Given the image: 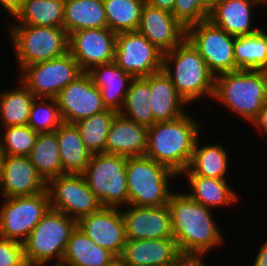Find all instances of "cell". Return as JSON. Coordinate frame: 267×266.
I'll list each match as a JSON object with an SVG mask.
<instances>
[{"instance_id":"484cf974","label":"cell","mask_w":267,"mask_h":266,"mask_svg":"<svg viewBox=\"0 0 267 266\" xmlns=\"http://www.w3.org/2000/svg\"><path fill=\"white\" fill-rule=\"evenodd\" d=\"M106 27L103 0H65L63 28L68 35L78 30Z\"/></svg>"},{"instance_id":"44dd1931","label":"cell","mask_w":267,"mask_h":266,"mask_svg":"<svg viewBox=\"0 0 267 266\" xmlns=\"http://www.w3.org/2000/svg\"><path fill=\"white\" fill-rule=\"evenodd\" d=\"M179 252L174 238L127 240L120 258L127 266H169Z\"/></svg>"},{"instance_id":"d590c367","label":"cell","mask_w":267,"mask_h":266,"mask_svg":"<svg viewBox=\"0 0 267 266\" xmlns=\"http://www.w3.org/2000/svg\"><path fill=\"white\" fill-rule=\"evenodd\" d=\"M118 112L106 109L75 123L86 148L92 153H105L107 135L113 118Z\"/></svg>"},{"instance_id":"ffe728a7","label":"cell","mask_w":267,"mask_h":266,"mask_svg":"<svg viewBox=\"0 0 267 266\" xmlns=\"http://www.w3.org/2000/svg\"><path fill=\"white\" fill-rule=\"evenodd\" d=\"M148 127L138 125L119 112L110 125L105 153L125 157L142 156L146 154Z\"/></svg>"},{"instance_id":"603a6c76","label":"cell","mask_w":267,"mask_h":266,"mask_svg":"<svg viewBox=\"0 0 267 266\" xmlns=\"http://www.w3.org/2000/svg\"><path fill=\"white\" fill-rule=\"evenodd\" d=\"M87 73L93 84L101 91L104 105L108 109L119 112L123 108L133 77L120 68L115 61L94 66Z\"/></svg>"},{"instance_id":"f6af8a7d","label":"cell","mask_w":267,"mask_h":266,"mask_svg":"<svg viewBox=\"0 0 267 266\" xmlns=\"http://www.w3.org/2000/svg\"><path fill=\"white\" fill-rule=\"evenodd\" d=\"M253 266H267V241L262 244Z\"/></svg>"},{"instance_id":"6da1fadb","label":"cell","mask_w":267,"mask_h":266,"mask_svg":"<svg viewBox=\"0 0 267 266\" xmlns=\"http://www.w3.org/2000/svg\"><path fill=\"white\" fill-rule=\"evenodd\" d=\"M173 238L181 252L207 253L222 244L223 237L213 221L211 209L187 193H173L167 204Z\"/></svg>"},{"instance_id":"30bf717a","label":"cell","mask_w":267,"mask_h":266,"mask_svg":"<svg viewBox=\"0 0 267 266\" xmlns=\"http://www.w3.org/2000/svg\"><path fill=\"white\" fill-rule=\"evenodd\" d=\"M21 73V82L35 97L56 98L83 71L68 51L60 57L27 65Z\"/></svg>"},{"instance_id":"4316f807","label":"cell","mask_w":267,"mask_h":266,"mask_svg":"<svg viewBox=\"0 0 267 266\" xmlns=\"http://www.w3.org/2000/svg\"><path fill=\"white\" fill-rule=\"evenodd\" d=\"M184 174L187 176L192 191L187 194L193 200L209 209L230 206L239 198L237 193L234 190L232 191L226 183V179L197 176L188 168L184 171Z\"/></svg>"},{"instance_id":"7402d4cb","label":"cell","mask_w":267,"mask_h":266,"mask_svg":"<svg viewBox=\"0 0 267 266\" xmlns=\"http://www.w3.org/2000/svg\"><path fill=\"white\" fill-rule=\"evenodd\" d=\"M254 5L260 4L256 0H221L210 9L209 20L233 36L252 35L261 30L251 26Z\"/></svg>"},{"instance_id":"ac0fdd59","label":"cell","mask_w":267,"mask_h":266,"mask_svg":"<svg viewBox=\"0 0 267 266\" xmlns=\"http://www.w3.org/2000/svg\"><path fill=\"white\" fill-rule=\"evenodd\" d=\"M121 211L127 240L173 238L170 213L167 205L139 207L128 205Z\"/></svg>"},{"instance_id":"f907efd6","label":"cell","mask_w":267,"mask_h":266,"mask_svg":"<svg viewBox=\"0 0 267 266\" xmlns=\"http://www.w3.org/2000/svg\"><path fill=\"white\" fill-rule=\"evenodd\" d=\"M259 4H261V5H263V6H265L266 5V3H267V0H256ZM265 5H264V4Z\"/></svg>"},{"instance_id":"f35d334b","label":"cell","mask_w":267,"mask_h":266,"mask_svg":"<svg viewBox=\"0 0 267 266\" xmlns=\"http://www.w3.org/2000/svg\"><path fill=\"white\" fill-rule=\"evenodd\" d=\"M210 9L202 0H175L172 15L186 29L196 23L209 19Z\"/></svg>"},{"instance_id":"cb8c5ba5","label":"cell","mask_w":267,"mask_h":266,"mask_svg":"<svg viewBox=\"0 0 267 266\" xmlns=\"http://www.w3.org/2000/svg\"><path fill=\"white\" fill-rule=\"evenodd\" d=\"M186 101L178 94L173 82L161 70L150 75V107L153 124L171 121L186 114L183 106Z\"/></svg>"},{"instance_id":"7bdbcfd3","label":"cell","mask_w":267,"mask_h":266,"mask_svg":"<svg viewBox=\"0 0 267 266\" xmlns=\"http://www.w3.org/2000/svg\"><path fill=\"white\" fill-rule=\"evenodd\" d=\"M23 0H0V4L10 13L13 17L18 13L21 8Z\"/></svg>"},{"instance_id":"7a4b0ae2","label":"cell","mask_w":267,"mask_h":266,"mask_svg":"<svg viewBox=\"0 0 267 266\" xmlns=\"http://www.w3.org/2000/svg\"><path fill=\"white\" fill-rule=\"evenodd\" d=\"M199 127L190 114L164 122H156L148 128L146 156L182 174L189 166Z\"/></svg>"},{"instance_id":"8fae6325","label":"cell","mask_w":267,"mask_h":266,"mask_svg":"<svg viewBox=\"0 0 267 266\" xmlns=\"http://www.w3.org/2000/svg\"><path fill=\"white\" fill-rule=\"evenodd\" d=\"M235 37L215 26L209 19L187 28V39L199 51L215 75L238 71L234 60Z\"/></svg>"},{"instance_id":"83f0119b","label":"cell","mask_w":267,"mask_h":266,"mask_svg":"<svg viewBox=\"0 0 267 266\" xmlns=\"http://www.w3.org/2000/svg\"><path fill=\"white\" fill-rule=\"evenodd\" d=\"M117 256L95 244L78 227L72 232L63 259L73 266H105Z\"/></svg>"},{"instance_id":"2e32d148","label":"cell","mask_w":267,"mask_h":266,"mask_svg":"<svg viewBox=\"0 0 267 266\" xmlns=\"http://www.w3.org/2000/svg\"><path fill=\"white\" fill-rule=\"evenodd\" d=\"M77 227L98 246L108 249L117 257L122 255L127 239L123 216L118 208L102 207L81 217Z\"/></svg>"},{"instance_id":"1f68e13d","label":"cell","mask_w":267,"mask_h":266,"mask_svg":"<svg viewBox=\"0 0 267 266\" xmlns=\"http://www.w3.org/2000/svg\"><path fill=\"white\" fill-rule=\"evenodd\" d=\"M119 113L138 125L151 127L153 114L150 107V75L133 78Z\"/></svg>"},{"instance_id":"8d00e7d4","label":"cell","mask_w":267,"mask_h":266,"mask_svg":"<svg viewBox=\"0 0 267 266\" xmlns=\"http://www.w3.org/2000/svg\"><path fill=\"white\" fill-rule=\"evenodd\" d=\"M62 123L63 119L56 98L36 97L34 99L27 123L30 128L38 133L54 132Z\"/></svg>"},{"instance_id":"d6986e66","label":"cell","mask_w":267,"mask_h":266,"mask_svg":"<svg viewBox=\"0 0 267 266\" xmlns=\"http://www.w3.org/2000/svg\"><path fill=\"white\" fill-rule=\"evenodd\" d=\"M160 51L166 53L181 44L187 37V29L171 12L145 3L137 29Z\"/></svg>"},{"instance_id":"e575fe53","label":"cell","mask_w":267,"mask_h":266,"mask_svg":"<svg viewBox=\"0 0 267 266\" xmlns=\"http://www.w3.org/2000/svg\"><path fill=\"white\" fill-rule=\"evenodd\" d=\"M107 26L116 34L137 31L145 0H103Z\"/></svg>"},{"instance_id":"7c38bea8","label":"cell","mask_w":267,"mask_h":266,"mask_svg":"<svg viewBox=\"0 0 267 266\" xmlns=\"http://www.w3.org/2000/svg\"><path fill=\"white\" fill-rule=\"evenodd\" d=\"M51 208L79 220L102 208L82 174H63L47 182Z\"/></svg>"},{"instance_id":"5bb4252c","label":"cell","mask_w":267,"mask_h":266,"mask_svg":"<svg viewBox=\"0 0 267 266\" xmlns=\"http://www.w3.org/2000/svg\"><path fill=\"white\" fill-rule=\"evenodd\" d=\"M117 34L108 27L78 30L69 34L68 51L83 72L115 61Z\"/></svg>"},{"instance_id":"f1b7e54d","label":"cell","mask_w":267,"mask_h":266,"mask_svg":"<svg viewBox=\"0 0 267 266\" xmlns=\"http://www.w3.org/2000/svg\"><path fill=\"white\" fill-rule=\"evenodd\" d=\"M28 157L46 183L64 174L55 132L38 133Z\"/></svg>"},{"instance_id":"52a82bcc","label":"cell","mask_w":267,"mask_h":266,"mask_svg":"<svg viewBox=\"0 0 267 266\" xmlns=\"http://www.w3.org/2000/svg\"><path fill=\"white\" fill-rule=\"evenodd\" d=\"M126 161L127 157L121 155L92 154L90 162L82 172L102 207L119 208L121 204L128 205Z\"/></svg>"},{"instance_id":"ab89813d","label":"cell","mask_w":267,"mask_h":266,"mask_svg":"<svg viewBox=\"0 0 267 266\" xmlns=\"http://www.w3.org/2000/svg\"><path fill=\"white\" fill-rule=\"evenodd\" d=\"M0 266H28L23 243L0 237Z\"/></svg>"},{"instance_id":"277c9868","label":"cell","mask_w":267,"mask_h":266,"mask_svg":"<svg viewBox=\"0 0 267 266\" xmlns=\"http://www.w3.org/2000/svg\"><path fill=\"white\" fill-rule=\"evenodd\" d=\"M212 99L251 123L267 102V71L238 70L215 76Z\"/></svg>"},{"instance_id":"ba28073f","label":"cell","mask_w":267,"mask_h":266,"mask_svg":"<svg viewBox=\"0 0 267 266\" xmlns=\"http://www.w3.org/2000/svg\"><path fill=\"white\" fill-rule=\"evenodd\" d=\"M11 27L20 71L27 65L54 59L68 52L69 35L63 27L18 24Z\"/></svg>"},{"instance_id":"681fc988","label":"cell","mask_w":267,"mask_h":266,"mask_svg":"<svg viewBox=\"0 0 267 266\" xmlns=\"http://www.w3.org/2000/svg\"><path fill=\"white\" fill-rule=\"evenodd\" d=\"M3 152L0 148V176H1V166H2Z\"/></svg>"},{"instance_id":"e0dca14e","label":"cell","mask_w":267,"mask_h":266,"mask_svg":"<svg viewBox=\"0 0 267 266\" xmlns=\"http://www.w3.org/2000/svg\"><path fill=\"white\" fill-rule=\"evenodd\" d=\"M46 186L28 156L3 155L0 176L3 198L34 195L45 191Z\"/></svg>"},{"instance_id":"b9f144b4","label":"cell","mask_w":267,"mask_h":266,"mask_svg":"<svg viewBox=\"0 0 267 266\" xmlns=\"http://www.w3.org/2000/svg\"><path fill=\"white\" fill-rule=\"evenodd\" d=\"M257 127L261 132L267 133V102L260 109L258 116L251 122V124Z\"/></svg>"},{"instance_id":"9a60e30c","label":"cell","mask_w":267,"mask_h":266,"mask_svg":"<svg viewBox=\"0 0 267 266\" xmlns=\"http://www.w3.org/2000/svg\"><path fill=\"white\" fill-rule=\"evenodd\" d=\"M64 123L76 122L105 111L107 107L87 72L70 82L56 97Z\"/></svg>"},{"instance_id":"8992f818","label":"cell","mask_w":267,"mask_h":266,"mask_svg":"<svg viewBox=\"0 0 267 266\" xmlns=\"http://www.w3.org/2000/svg\"><path fill=\"white\" fill-rule=\"evenodd\" d=\"M77 220L50 208L23 242L28 266H45L50 259H63Z\"/></svg>"},{"instance_id":"d4e9b609","label":"cell","mask_w":267,"mask_h":266,"mask_svg":"<svg viewBox=\"0 0 267 266\" xmlns=\"http://www.w3.org/2000/svg\"><path fill=\"white\" fill-rule=\"evenodd\" d=\"M64 174H82L92 153L86 148L75 124L62 123L55 131Z\"/></svg>"},{"instance_id":"4dcf8cb0","label":"cell","mask_w":267,"mask_h":266,"mask_svg":"<svg viewBox=\"0 0 267 266\" xmlns=\"http://www.w3.org/2000/svg\"><path fill=\"white\" fill-rule=\"evenodd\" d=\"M234 60L238 70L267 71V33L261 29L252 35L236 36Z\"/></svg>"},{"instance_id":"4fadbf2b","label":"cell","mask_w":267,"mask_h":266,"mask_svg":"<svg viewBox=\"0 0 267 266\" xmlns=\"http://www.w3.org/2000/svg\"><path fill=\"white\" fill-rule=\"evenodd\" d=\"M163 54L139 31L116 36L115 63L133 78L148 77L161 71Z\"/></svg>"},{"instance_id":"7dc6e473","label":"cell","mask_w":267,"mask_h":266,"mask_svg":"<svg viewBox=\"0 0 267 266\" xmlns=\"http://www.w3.org/2000/svg\"><path fill=\"white\" fill-rule=\"evenodd\" d=\"M203 3L211 9L216 3L220 2L221 0H202Z\"/></svg>"},{"instance_id":"f546056e","label":"cell","mask_w":267,"mask_h":266,"mask_svg":"<svg viewBox=\"0 0 267 266\" xmlns=\"http://www.w3.org/2000/svg\"><path fill=\"white\" fill-rule=\"evenodd\" d=\"M64 3L65 0H23L14 18L20 25L63 27Z\"/></svg>"},{"instance_id":"74e56055","label":"cell","mask_w":267,"mask_h":266,"mask_svg":"<svg viewBox=\"0 0 267 266\" xmlns=\"http://www.w3.org/2000/svg\"><path fill=\"white\" fill-rule=\"evenodd\" d=\"M2 128L5 132L3 137L0 136V148L3 155L29 156L38 132L28 125Z\"/></svg>"},{"instance_id":"3957f363","label":"cell","mask_w":267,"mask_h":266,"mask_svg":"<svg viewBox=\"0 0 267 266\" xmlns=\"http://www.w3.org/2000/svg\"><path fill=\"white\" fill-rule=\"evenodd\" d=\"M162 70L187 104L202 98L203 95L212 98L215 75L187 38L173 50L163 54Z\"/></svg>"},{"instance_id":"836d02e7","label":"cell","mask_w":267,"mask_h":266,"mask_svg":"<svg viewBox=\"0 0 267 266\" xmlns=\"http://www.w3.org/2000/svg\"><path fill=\"white\" fill-rule=\"evenodd\" d=\"M197 139L188 169L197 176L225 179L228 155L220 144L198 146Z\"/></svg>"},{"instance_id":"60d3db41","label":"cell","mask_w":267,"mask_h":266,"mask_svg":"<svg viewBox=\"0 0 267 266\" xmlns=\"http://www.w3.org/2000/svg\"><path fill=\"white\" fill-rule=\"evenodd\" d=\"M204 254L206 255V253L180 251L169 266H205L202 260Z\"/></svg>"},{"instance_id":"d6a6232c","label":"cell","mask_w":267,"mask_h":266,"mask_svg":"<svg viewBox=\"0 0 267 266\" xmlns=\"http://www.w3.org/2000/svg\"><path fill=\"white\" fill-rule=\"evenodd\" d=\"M20 84V88L0 93L2 127L24 126L28 123L30 108L36 97L23 83Z\"/></svg>"},{"instance_id":"9c48e42d","label":"cell","mask_w":267,"mask_h":266,"mask_svg":"<svg viewBox=\"0 0 267 266\" xmlns=\"http://www.w3.org/2000/svg\"><path fill=\"white\" fill-rule=\"evenodd\" d=\"M50 208L47 189L34 195L5 198L0 207V237L23 243Z\"/></svg>"},{"instance_id":"5b68a950","label":"cell","mask_w":267,"mask_h":266,"mask_svg":"<svg viewBox=\"0 0 267 266\" xmlns=\"http://www.w3.org/2000/svg\"><path fill=\"white\" fill-rule=\"evenodd\" d=\"M177 174L146 155L127 157L128 205L157 207L167 205L171 196L169 179Z\"/></svg>"},{"instance_id":"ee69618b","label":"cell","mask_w":267,"mask_h":266,"mask_svg":"<svg viewBox=\"0 0 267 266\" xmlns=\"http://www.w3.org/2000/svg\"><path fill=\"white\" fill-rule=\"evenodd\" d=\"M145 3L152 7L171 12L174 7L175 0H145Z\"/></svg>"},{"instance_id":"bcb514c9","label":"cell","mask_w":267,"mask_h":266,"mask_svg":"<svg viewBox=\"0 0 267 266\" xmlns=\"http://www.w3.org/2000/svg\"><path fill=\"white\" fill-rule=\"evenodd\" d=\"M105 266H127V265L120 257H116L111 263Z\"/></svg>"},{"instance_id":"c3c4849f","label":"cell","mask_w":267,"mask_h":266,"mask_svg":"<svg viewBox=\"0 0 267 266\" xmlns=\"http://www.w3.org/2000/svg\"><path fill=\"white\" fill-rule=\"evenodd\" d=\"M56 262L57 263H55L54 266H73L72 264H70L68 261H66L64 259H59Z\"/></svg>"}]
</instances>
